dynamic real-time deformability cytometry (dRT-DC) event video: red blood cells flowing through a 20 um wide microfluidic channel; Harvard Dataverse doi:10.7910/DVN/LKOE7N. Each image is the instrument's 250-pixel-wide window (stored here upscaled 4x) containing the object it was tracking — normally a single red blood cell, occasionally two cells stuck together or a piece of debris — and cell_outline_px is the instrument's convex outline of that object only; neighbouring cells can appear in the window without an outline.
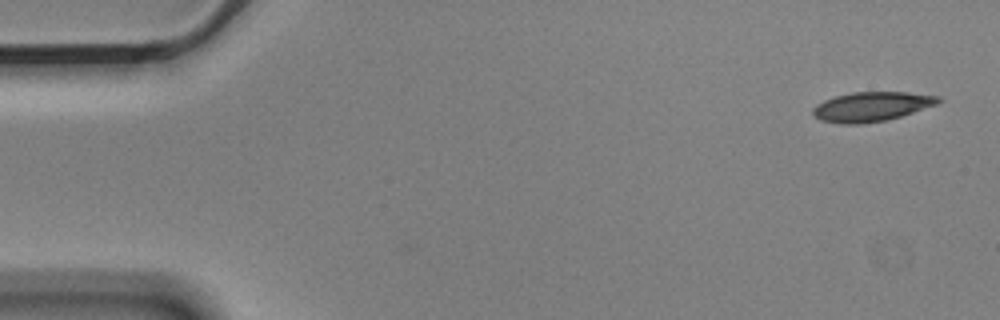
{"species": "Egyptian fruit bat (a non-hibernating species)", "species_latin": "Rousettus aegyptiacus", "temperature_condition": "cold", "stored_images_in_passage": 5, "camera_frame_rate_fps": 3000, "um_per_image_px": 0.085, "animal": {"sex": "male"}, "frame": {"image": 1, "passage_image": 1, "time_ms": 0.0, "image_size_px": [1000, 320], "cell_outline_px": [[944, 100], [936, 104], [900, 116], [884, 120], [860, 124], [840, 124], [820, 120], [812, 112], [812, 108], [816, 104], [824, 100], [836, 96], [852, 92], [908, 92], [940, 96]], "centroid_in_image_um": [74.07, 9.05], "position_along_channel_um": 10.9, "area_um2": 21.44}}
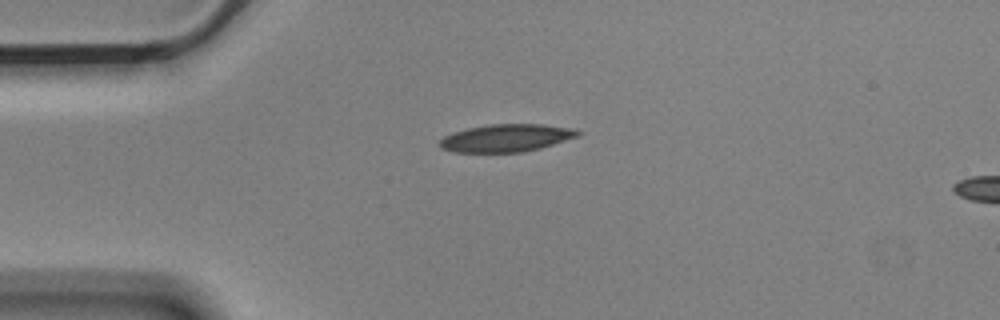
{"frame": {"image": 2, "passage_image": 4, "time_ms": 1.0, "image_size_px": [1000, 320], "cell_outline_px": [[584, 132], [580, 136], [540, 148], [524, 152], [452, 152], [440, 148], [440, 140], [444, 136], [468, 128], [488, 124], [540, 124], [576, 128]], "centroid_in_image_um": [43.1, 11.72], "position_along_channel_um": 41.9, "area_um2": 22.37}}